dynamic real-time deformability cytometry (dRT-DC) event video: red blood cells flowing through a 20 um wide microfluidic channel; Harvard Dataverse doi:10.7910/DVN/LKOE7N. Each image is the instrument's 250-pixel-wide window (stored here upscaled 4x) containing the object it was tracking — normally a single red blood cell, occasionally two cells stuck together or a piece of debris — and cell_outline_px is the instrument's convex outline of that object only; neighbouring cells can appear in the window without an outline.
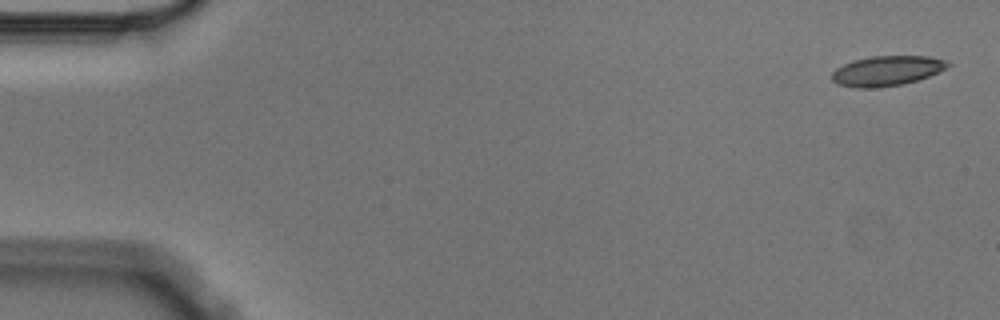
{"species": "Egyptian fruit bat (a non-hibernating species)", "species_latin": "Rousettus aegyptiacus", "temperature_condition": "cold", "stored_images_in_passage": 4, "camera_frame_rate_fps": 3000, "um_per_image_px": 0.085, "animal": {"sex": "male"}, "frame": {"image": 1, "passage_image": 1, "time_ms": 0.0, "image_size_px": [1000, 320], "cell_outline_px": [[952, 64], [928, 76], [904, 84], [880, 88], [856, 88], [836, 84], [832, 80], [832, 72], [836, 68], [852, 60], [872, 56], [928, 56], [944, 60]], "centroid_in_image_um": [75.32, 6.03], "position_along_channel_um": 9.7, "area_um2": 20.23}}
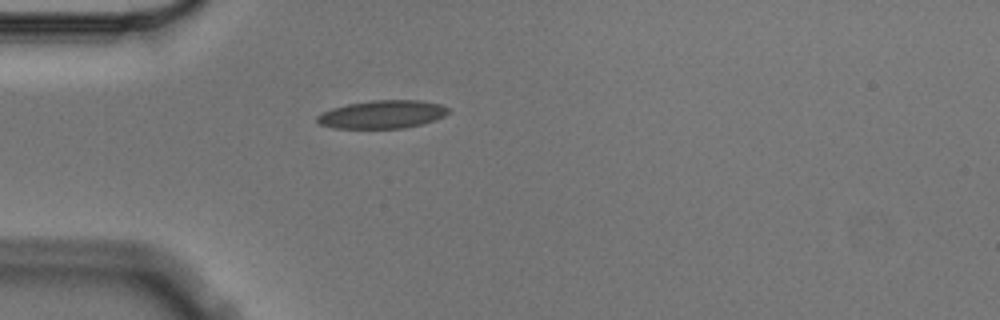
{"frame": {"image": 2, "passage_image": 4, "time_ms": 1.0, "image_size_px": [1000, 320], "cell_outline_px": [[448, 112], [444, 116], [436, 120], [404, 128], [332, 128], [320, 124], [316, 120], [316, 116], [332, 108], [348, 104], [372, 100], [420, 100], [440, 104], [448, 108]], "centroid_in_image_um": [32.49, 9.72], "position_along_channel_um": 52.5, "area_um2": 21.39}}